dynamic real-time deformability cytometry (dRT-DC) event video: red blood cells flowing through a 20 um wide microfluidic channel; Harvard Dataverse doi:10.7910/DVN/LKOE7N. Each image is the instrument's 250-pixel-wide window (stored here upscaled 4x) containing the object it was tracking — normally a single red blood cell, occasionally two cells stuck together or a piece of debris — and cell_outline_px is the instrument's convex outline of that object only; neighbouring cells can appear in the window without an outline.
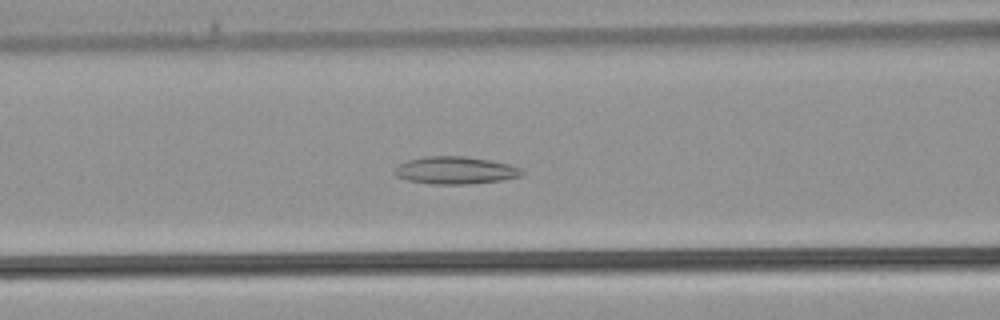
{"species": "common noctule bat (a hibernating species)", "species_latin": "Nyctalus noctula", "temperature_condition": "warm", "stored_images_in_passage": 39, "camera_frame_rate_fps": 3000, "um_per_image_px": 0.085, "animal": {"sex": "male", "body_mass_g": 21.5, "forearm_length_mm": 52.0}, "frame": {"image": 1, "passage_image": 16, "time_ms": 5.0, "image_size_px": [1000, 320], "cell_outline_px": [[524, 172], [520, 176], [500, 180], [468, 184], [432, 184], [408, 180], [396, 176], [392, 172], [400, 164], [408, 160], [424, 156], [464, 156], [492, 160], [512, 164], [520, 168]], "centroid_in_image_um": [38.71, 14.47], "position_along_channel_um": 127.9, "area_um2": 20.4}}
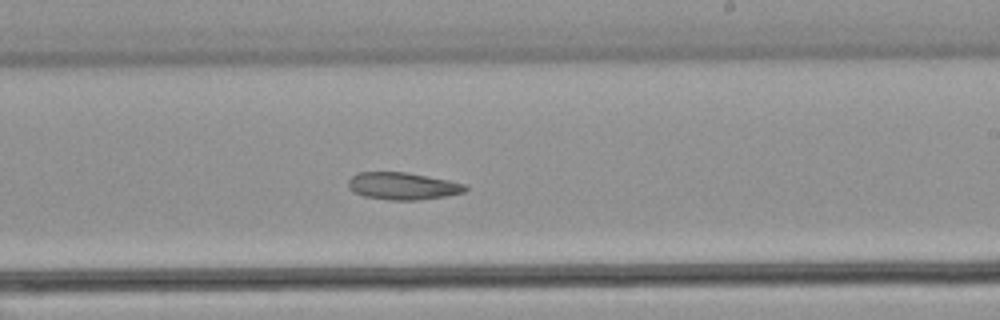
{"frame": {"image": 2, "passage_image": 23, "time_ms": 7.333, "image_size_px": [1000, 320], "cell_outline_px": [[468, 188], [464, 192], [444, 196], [420, 200], [388, 200], [364, 196], [352, 192], [348, 188], [348, 180], [352, 176], [360, 172], [404, 172], [448, 180], [464, 184]], "centroid_in_image_um": [34.19, 15.82], "position_along_channel_um": 254.8, "area_um2": 18.5}}
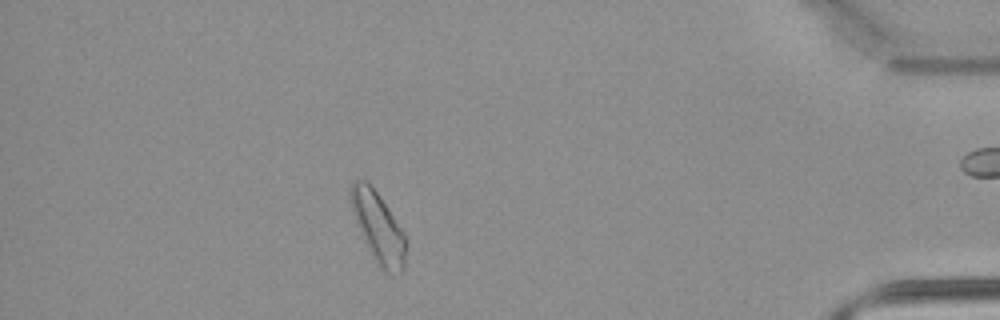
{"frame": {"image": 3, "passage_image": 34, "time_ms": 11.0, "image_size_px": [1000, 320], "cell_outline_px": [[408, 244], [404, 268], [400, 276], [392, 276], [384, 272], [380, 268], [356, 220], [352, 208], [348, 192], [352, 180], [364, 180], [380, 196], [404, 232]], "centroid_in_image_um": [32.21, 19.38], "position_along_channel_um": 403.0, "area_um2": 22.43}}